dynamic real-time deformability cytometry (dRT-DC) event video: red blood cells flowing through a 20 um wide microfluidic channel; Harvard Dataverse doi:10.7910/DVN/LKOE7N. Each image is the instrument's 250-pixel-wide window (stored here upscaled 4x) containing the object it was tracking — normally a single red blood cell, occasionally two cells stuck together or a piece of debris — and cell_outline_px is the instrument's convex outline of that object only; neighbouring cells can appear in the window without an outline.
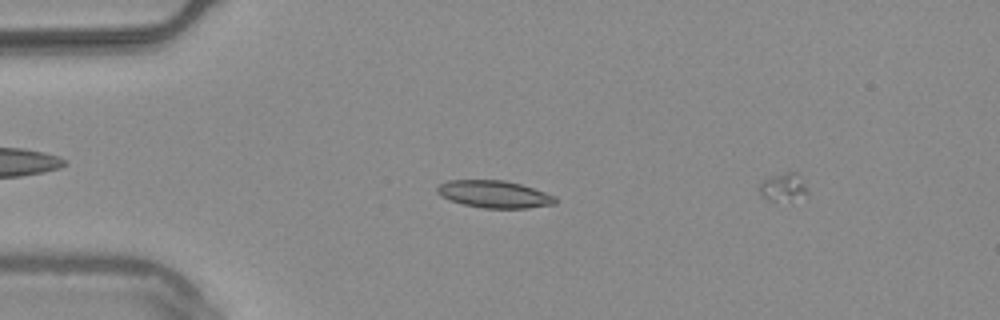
{"species": "common noctule bat (a hibernating species)", "species_latin": "Nyctalus noctula", "temperature_condition": "warm", "stored_images_in_passage": 15, "camera_frame_rate_fps": 3000, "um_per_image_px": 0.085, "animal": {"sex": "male", "body_mass_g": 20.4}, "frame": {"image": 1, "passage_image": 13, "time_ms": 4.0, "image_size_px": [1000, 320], "cell_outline_px": [[556, 204], [528, 208], [484, 208], [464, 204], [440, 196], [436, 192], [436, 188], [440, 184], [448, 180], [504, 180], [520, 184], [556, 196]], "centroid_in_image_um": [42.01, 16.5], "position_along_channel_um": 43.0, "area_um2": 18.67}}